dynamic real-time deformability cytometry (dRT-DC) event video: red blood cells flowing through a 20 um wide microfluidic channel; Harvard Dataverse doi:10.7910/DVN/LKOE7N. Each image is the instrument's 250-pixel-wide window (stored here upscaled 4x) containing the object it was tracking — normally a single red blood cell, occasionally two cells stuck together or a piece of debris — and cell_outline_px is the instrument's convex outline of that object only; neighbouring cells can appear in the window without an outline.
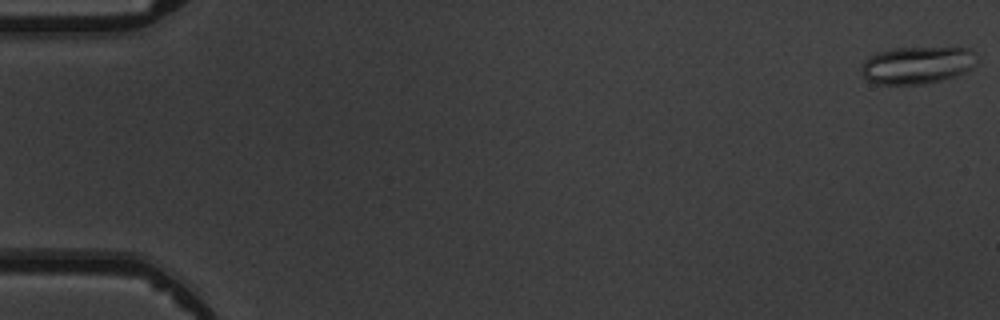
{"species": "common noctule bat (a hibernating species)", "species_latin": "Nyctalus noctula", "temperature_condition": "warm", "stored_images_in_passage": 4, "camera_frame_rate_fps": 3000, "um_per_image_px": 0.085, "animal": {"sex": "male", "body_mass_g": 19.5, "forearm_length_mm": 54.6}, "frame": {"image": 1, "passage_image": 1, "time_ms": 0.0, "image_size_px": [1000, 320], "cell_outline_px": [[976, 52], [972, 68], [968, 72], [940, 80], [924, 84], [876, 84], [868, 80], [860, 72], [860, 68], [864, 60], [868, 56], [880, 52], [896, 48], [968, 48]], "centroid_in_image_um": [77.93, 5.54], "position_along_channel_um": 7.1, "area_um2": 25.03}}